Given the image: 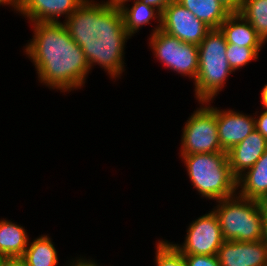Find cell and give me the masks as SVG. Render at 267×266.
<instances>
[{
  "mask_svg": "<svg viewBox=\"0 0 267 266\" xmlns=\"http://www.w3.org/2000/svg\"><path fill=\"white\" fill-rule=\"evenodd\" d=\"M65 21L69 35L83 50L90 69L97 63L112 78L122 74L124 46L130 35L119 6L85 0Z\"/></svg>",
  "mask_w": 267,
  "mask_h": 266,
  "instance_id": "obj_1",
  "label": "cell"
},
{
  "mask_svg": "<svg viewBox=\"0 0 267 266\" xmlns=\"http://www.w3.org/2000/svg\"><path fill=\"white\" fill-rule=\"evenodd\" d=\"M34 37L25 52L41 83L64 92L83 86L91 70L81 47L59 22L34 23Z\"/></svg>",
  "mask_w": 267,
  "mask_h": 266,
  "instance_id": "obj_2",
  "label": "cell"
},
{
  "mask_svg": "<svg viewBox=\"0 0 267 266\" xmlns=\"http://www.w3.org/2000/svg\"><path fill=\"white\" fill-rule=\"evenodd\" d=\"M192 185L201 196L213 200L231 197L237 191L227 152L181 155Z\"/></svg>",
  "mask_w": 267,
  "mask_h": 266,
  "instance_id": "obj_3",
  "label": "cell"
},
{
  "mask_svg": "<svg viewBox=\"0 0 267 266\" xmlns=\"http://www.w3.org/2000/svg\"><path fill=\"white\" fill-rule=\"evenodd\" d=\"M227 42L220 28L210 29L198 45V74L195 79V95L204 105L210 103L234 72L226 57Z\"/></svg>",
  "mask_w": 267,
  "mask_h": 266,
  "instance_id": "obj_4",
  "label": "cell"
},
{
  "mask_svg": "<svg viewBox=\"0 0 267 266\" xmlns=\"http://www.w3.org/2000/svg\"><path fill=\"white\" fill-rule=\"evenodd\" d=\"M217 215L224 240L255 242L261 240L263 202L237 194L218 200Z\"/></svg>",
  "mask_w": 267,
  "mask_h": 266,
  "instance_id": "obj_5",
  "label": "cell"
},
{
  "mask_svg": "<svg viewBox=\"0 0 267 266\" xmlns=\"http://www.w3.org/2000/svg\"><path fill=\"white\" fill-rule=\"evenodd\" d=\"M180 155L224 152L218 138L216 108L200 107L185 123Z\"/></svg>",
  "mask_w": 267,
  "mask_h": 266,
  "instance_id": "obj_6",
  "label": "cell"
},
{
  "mask_svg": "<svg viewBox=\"0 0 267 266\" xmlns=\"http://www.w3.org/2000/svg\"><path fill=\"white\" fill-rule=\"evenodd\" d=\"M150 47L164 66L194 78L198 74V45L185 43L161 29L150 35Z\"/></svg>",
  "mask_w": 267,
  "mask_h": 266,
  "instance_id": "obj_7",
  "label": "cell"
},
{
  "mask_svg": "<svg viewBox=\"0 0 267 266\" xmlns=\"http://www.w3.org/2000/svg\"><path fill=\"white\" fill-rule=\"evenodd\" d=\"M224 241L217 215L210 211L189 225L183 245H173L183 255H217Z\"/></svg>",
  "mask_w": 267,
  "mask_h": 266,
  "instance_id": "obj_8",
  "label": "cell"
},
{
  "mask_svg": "<svg viewBox=\"0 0 267 266\" xmlns=\"http://www.w3.org/2000/svg\"><path fill=\"white\" fill-rule=\"evenodd\" d=\"M210 29L177 0L170 3L161 15V30L185 43L199 45Z\"/></svg>",
  "mask_w": 267,
  "mask_h": 266,
  "instance_id": "obj_9",
  "label": "cell"
},
{
  "mask_svg": "<svg viewBox=\"0 0 267 266\" xmlns=\"http://www.w3.org/2000/svg\"><path fill=\"white\" fill-rule=\"evenodd\" d=\"M220 266H267V246L261 241L225 240L217 252Z\"/></svg>",
  "mask_w": 267,
  "mask_h": 266,
  "instance_id": "obj_10",
  "label": "cell"
},
{
  "mask_svg": "<svg viewBox=\"0 0 267 266\" xmlns=\"http://www.w3.org/2000/svg\"><path fill=\"white\" fill-rule=\"evenodd\" d=\"M216 121L219 142L225 152L242 142L256 129L255 117L233 110L221 111L216 108Z\"/></svg>",
  "mask_w": 267,
  "mask_h": 266,
  "instance_id": "obj_11",
  "label": "cell"
},
{
  "mask_svg": "<svg viewBox=\"0 0 267 266\" xmlns=\"http://www.w3.org/2000/svg\"><path fill=\"white\" fill-rule=\"evenodd\" d=\"M85 0H19L18 12L24 14L32 23L59 22L58 17L71 14Z\"/></svg>",
  "mask_w": 267,
  "mask_h": 266,
  "instance_id": "obj_12",
  "label": "cell"
},
{
  "mask_svg": "<svg viewBox=\"0 0 267 266\" xmlns=\"http://www.w3.org/2000/svg\"><path fill=\"white\" fill-rule=\"evenodd\" d=\"M267 150V140L255 129L228 152L232 175L237 179L250 169Z\"/></svg>",
  "mask_w": 267,
  "mask_h": 266,
  "instance_id": "obj_13",
  "label": "cell"
},
{
  "mask_svg": "<svg viewBox=\"0 0 267 266\" xmlns=\"http://www.w3.org/2000/svg\"><path fill=\"white\" fill-rule=\"evenodd\" d=\"M238 195L247 199L267 202V150L260 159L237 178Z\"/></svg>",
  "mask_w": 267,
  "mask_h": 266,
  "instance_id": "obj_14",
  "label": "cell"
},
{
  "mask_svg": "<svg viewBox=\"0 0 267 266\" xmlns=\"http://www.w3.org/2000/svg\"><path fill=\"white\" fill-rule=\"evenodd\" d=\"M220 30L228 44L245 47H262L264 44L252 25L239 13H231Z\"/></svg>",
  "mask_w": 267,
  "mask_h": 266,
  "instance_id": "obj_15",
  "label": "cell"
},
{
  "mask_svg": "<svg viewBox=\"0 0 267 266\" xmlns=\"http://www.w3.org/2000/svg\"><path fill=\"white\" fill-rule=\"evenodd\" d=\"M133 6L128 8L125 2L119 5L122 12L124 27L130 37L138 31L140 27L149 24L152 18H158L159 25L154 28L153 33L161 29V15L155 7L147 5L143 0H134ZM156 9V10H155ZM156 11V12H155ZM157 15V16H156Z\"/></svg>",
  "mask_w": 267,
  "mask_h": 266,
  "instance_id": "obj_16",
  "label": "cell"
},
{
  "mask_svg": "<svg viewBox=\"0 0 267 266\" xmlns=\"http://www.w3.org/2000/svg\"><path fill=\"white\" fill-rule=\"evenodd\" d=\"M28 235L22 226L8 220L0 221V255L21 258L28 246Z\"/></svg>",
  "mask_w": 267,
  "mask_h": 266,
  "instance_id": "obj_17",
  "label": "cell"
},
{
  "mask_svg": "<svg viewBox=\"0 0 267 266\" xmlns=\"http://www.w3.org/2000/svg\"><path fill=\"white\" fill-rule=\"evenodd\" d=\"M208 27L220 28L231 14L218 0H177Z\"/></svg>",
  "mask_w": 267,
  "mask_h": 266,
  "instance_id": "obj_18",
  "label": "cell"
},
{
  "mask_svg": "<svg viewBox=\"0 0 267 266\" xmlns=\"http://www.w3.org/2000/svg\"><path fill=\"white\" fill-rule=\"evenodd\" d=\"M21 259L25 266H56L58 264L57 251L47 235L34 239L24 251Z\"/></svg>",
  "mask_w": 267,
  "mask_h": 266,
  "instance_id": "obj_19",
  "label": "cell"
},
{
  "mask_svg": "<svg viewBox=\"0 0 267 266\" xmlns=\"http://www.w3.org/2000/svg\"><path fill=\"white\" fill-rule=\"evenodd\" d=\"M239 14L252 25L262 41L267 42V0H243Z\"/></svg>",
  "mask_w": 267,
  "mask_h": 266,
  "instance_id": "obj_20",
  "label": "cell"
},
{
  "mask_svg": "<svg viewBox=\"0 0 267 266\" xmlns=\"http://www.w3.org/2000/svg\"><path fill=\"white\" fill-rule=\"evenodd\" d=\"M261 48L262 47H245L227 43V61L232 70L235 71L248 64L251 60L258 59L259 50H261Z\"/></svg>",
  "mask_w": 267,
  "mask_h": 266,
  "instance_id": "obj_21",
  "label": "cell"
},
{
  "mask_svg": "<svg viewBox=\"0 0 267 266\" xmlns=\"http://www.w3.org/2000/svg\"><path fill=\"white\" fill-rule=\"evenodd\" d=\"M156 250V266H187L184 255L168 241H159Z\"/></svg>",
  "mask_w": 267,
  "mask_h": 266,
  "instance_id": "obj_22",
  "label": "cell"
},
{
  "mask_svg": "<svg viewBox=\"0 0 267 266\" xmlns=\"http://www.w3.org/2000/svg\"><path fill=\"white\" fill-rule=\"evenodd\" d=\"M187 266H220L217 255H184Z\"/></svg>",
  "mask_w": 267,
  "mask_h": 266,
  "instance_id": "obj_23",
  "label": "cell"
},
{
  "mask_svg": "<svg viewBox=\"0 0 267 266\" xmlns=\"http://www.w3.org/2000/svg\"><path fill=\"white\" fill-rule=\"evenodd\" d=\"M256 130L267 140V109L255 118Z\"/></svg>",
  "mask_w": 267,
  "mask_h": 266,
  "instance_id": "obj_24",
  "label": "cell"
},
{
  "mask_svg": "<svg viewBox=\"0 0 267 266\" xmlns=\"http://www.w3.org/2000/svg\"><path fill=\"white\" fill-rule=\"evenodd\" d=\"M231 13H239L243 0H218Z\"/></svg>",
  "mask_w": 267,
  "mask_h": 266,
  "instance_id": "obj_25",
  "label": "cell"
},
{
  "mask_svg": "<svg viewBox=\"0 0 267 266\" xmlns=\"http://www.w3.org/2000/svg\"><path fill=\"white\" fill-rule=\"evenodd\" d=\"M147 5L155 7L159 12L163 10L174 0H143Z\"/></svg>",
  "mask_w": 267,
  "mask_h": 266,
  "instance_id": "obj_26",
  "label": "cell"
},
{
  "mask_svg": "<svg viewBox=\"0 0 267 266\" xmlns=\"http://www.w3.org/2000/svg\"><path fill=\"white\" fill-rule=\"evenodd\" d=\"M261 241L267 246V202H263V219H262Z\"/></svg>",
  "mask_w": 267,
  "mask_h": 266,
  "instance_id": "obj_27",
  "label": "cell"
},
{
  "mask_svg": "<svg viewBox=\"0 0 267 266\" xmlns=\"http://www.w3.org/2000/svg\"><path fill=\"white\" fill-rule=\"evenodd\" d=\"M2 266H25V262L21 258H6Z\"/></svg>",
  "mask_w": 267,
  "mask_h": 266,
  "instance_id": "obj_28",
  "label": "cell"
},
{
  "mask_svg": "<svg viewBox=\"0 0 267 266\" xmlns=\"http://www.w3.org/2000/svg\"><path fill=\"white\" fill-rule=\"evenodd\" d=\"M72 265L71 266H99L95 263V261L93 262L92 260H89V261H85V260H82V259H78L76 260V262L74 263V261H72Z\"/></svg>",
  "mask_w": 267,
  "mask_h": 266,
  "instance_id": "obj_29",
  "label": "cell"
},
{
  "mask_svg": "<svg viewBox=\"0 0 267 266\" xmlns=\"http://www.w3.org/2000/svg\"><path fill=\"white\" fill-rule=\"evenodd\" d=\"M11 5L16 11H18L19 0H0V5Z\"/></svg>",
  "mask_w": 267,
  "mask_h": 266,
  "instance_id": "obj_30",
  "label": "cell"
},
{
  "mask_svg": "<svg viewBox=\"0 0 267 266\" xmlns=\"http://www.w3.org/2000/svg\"><path fill=\"white\" fill-rule=\"evenodd\" d=\"M261 98L263 109H267V84L262 89Z\"/></svg>",
  "mask_w": 267,
  "mask_h": 266,
  "instance_id": "obj_31",
  "label": "cell"
},
{
  "mask_svg": "<svg viewBox=\"0 0 267 266\" xmlns=\"http://www.w3.org/2000/svg\"><path fill=\"white\" fill-rule=\"evenodd\" d=\"M130 0H108L110 4L119 6L122 2H129Z\"/></svg>",
  "mask_w": 267,
  "mask_h": 266,
  "instance_id": "obj_32",
  "label": "cell"
},
{
  "mask_svg": "<svg viewBox=\"0 0 267 266\" xmlns=\"http://www.w3.org/2000/svg\"><path fill=\"white\" fill-rule=\"evenodd\" d=\"M5 259H6V257L0 255V266H2Z\"/></svg>",
  "mask_w": 267,
  "mask_h": 266,
  "instance_id": "obj_33",
  "label": "cell"
}]
</instances>
